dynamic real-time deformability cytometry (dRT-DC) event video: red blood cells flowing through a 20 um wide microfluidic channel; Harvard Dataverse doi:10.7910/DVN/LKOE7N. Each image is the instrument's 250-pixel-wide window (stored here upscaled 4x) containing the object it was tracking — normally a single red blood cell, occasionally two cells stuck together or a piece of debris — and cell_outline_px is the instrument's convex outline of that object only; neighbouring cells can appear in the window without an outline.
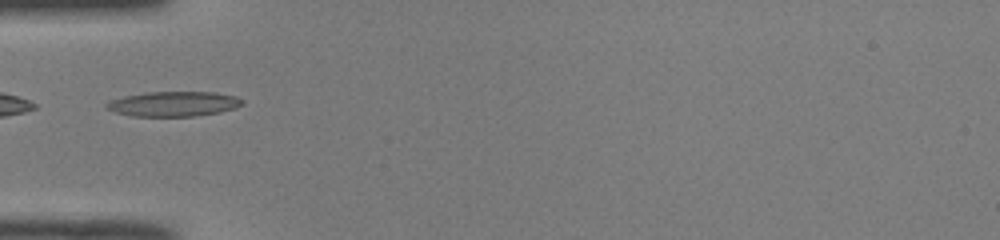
{"species": "common noctule bat (a hibernating species)", "species_latin": "Nyctalus noctula", "temperature_condition": "room temperature", "stored_images_in_passage": 33, "camera_frame_rate_fps": 3000, "um_per_image_px": 0.085, "animal": {"sex": "male", "body_mass_g": 19.0, "forearm_length_mm": 50.8}, "frame": {"image": 1, "passage_image": 1, "time_ms": 0.0, "image_size_px": [1000, 240], "cell_outline_px": [[244, 104], [236, 108], [220, 112], [192, 116], [132, 116], [116, 112], [104, 108], [104, 104], [112, 100], [124, 96], [148, 92], [216, 92], [236, 96], [244, 100]], "centroid_in_image_um": [14.78, 8.83], "position_along_channel_um": 70.2, "area_um2": 19.77}}
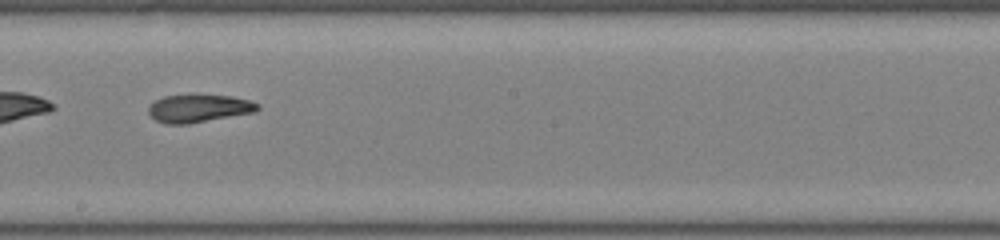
{"frame": {"image": 2, "passage_image": 13, "time_ms": 4.0, "image_size_px": [1000, 240], "cell_outline_px": [[260, 108], [256, 112], [188, 124], [164, 124], [156, 120], [148, 112], [148, 108], [156, 100], [164, 96], [196, 92], [232, 96], [252, 100], [260, 104]], "centroid_in_image_um": [16.95, 9.17], "position_along_channel_um": 231.3, "area_um2": 18.5}}
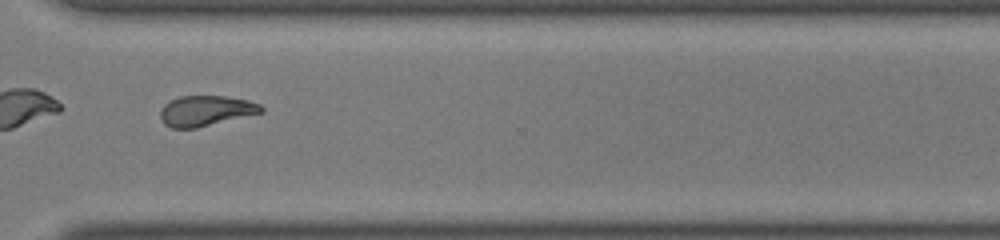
{"frame": {"image": 3, "passage_image": 22, "time_ms": 7.0, "image_size_px": [1000, 240], "cell_outline_px": [[264, 112], [196, 128], [172, 128], [164, 124], [160, 120], [160, 112], [164, 104], [168, 100], [180, 96], [224, 96], [248, 100], [260, 104], [264, 108]], "centroid_in_image_um": [17.47, 9.41], "position_along_channel_um": 353.1, "area_um2": 17.98}, "authors_computed_cell_mechanics": {"area_um2": 18.2648, "velocity_mm_per_s": 4.0301, "shape_relaxation_time_tau1_ms": 5.3269, "shape_relaxation_time_tau2_ms": 6.809, "deformation_change_tau1": 0.1734, "deformation_change_tau2": 0.1412}}